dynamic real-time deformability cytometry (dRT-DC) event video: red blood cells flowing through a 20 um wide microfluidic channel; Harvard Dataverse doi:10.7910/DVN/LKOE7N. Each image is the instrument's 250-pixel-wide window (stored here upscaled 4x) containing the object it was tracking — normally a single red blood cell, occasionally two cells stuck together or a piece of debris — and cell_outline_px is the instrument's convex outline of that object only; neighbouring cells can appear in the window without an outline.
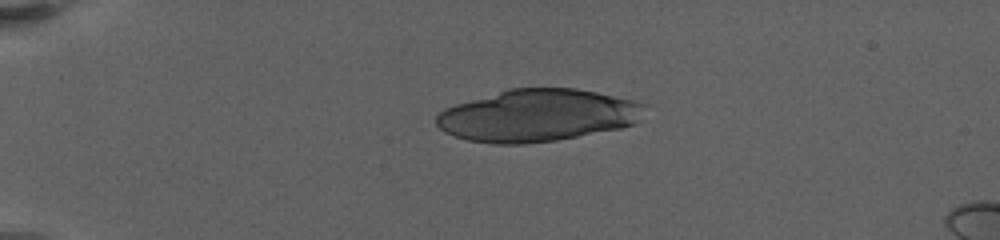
{"species": "human", "species_latin": "Homo sapiens", "temperature_condition": "warm", "stored_images_in_passage": 24, "camera_frame_rate_fps": 3000, "um_per_image_px": 0.085, "donor": {"sex": "female"}, "frame": {"image": 1, "passage_image": 1, "time_ms": 0.0, "image_size_px": [1000, 240], "cell_outline_px": [[648, 104], [636, 120], [632, 124], [620, 128], [556, 140], [524, 144], [496, 144], [468, 140], [444, 132], [436, 124], [436, 116], [444, 108], [456, 104], [512, 88], [576, 88], [596, 92]], "centroid_in_image_um": [45.66, 9.81], "position_along_channel_um": 39.3, "area_um2": 62.77}}